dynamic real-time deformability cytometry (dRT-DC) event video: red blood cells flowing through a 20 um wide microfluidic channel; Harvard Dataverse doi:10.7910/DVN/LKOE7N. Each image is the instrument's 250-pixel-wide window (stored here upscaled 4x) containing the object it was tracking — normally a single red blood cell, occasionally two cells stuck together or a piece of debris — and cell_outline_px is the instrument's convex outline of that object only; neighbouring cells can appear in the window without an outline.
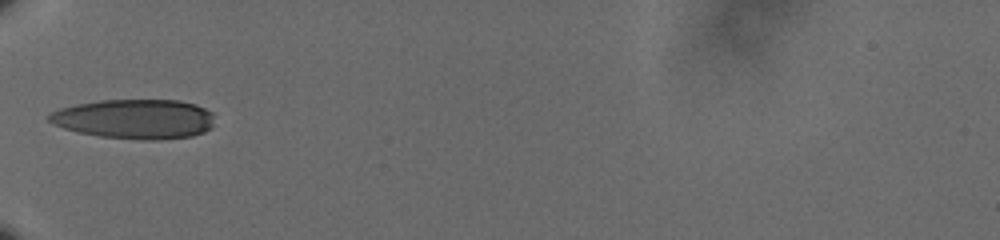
{"species": "human", "species_latin": "Homo sapiens", "temperature_condition": "cold", "stored_images_in_passage": 36, "camera_frame_rate_fps": 3000, "um_per_image_px": 0.085, "donor": {"sex": "male"}, "frame": {"image": 1, "passage_image": 1, "time_ms": 0.0, "image_size_px": [1000, 240], "cell_outline_px": [[212, 128], [204, 132], [192, 136], [160, 140], [140, 140], [100, 136], [80, 132], [64, 128], [52, 124], [48, 120], [48, 116], [52, 112], [60, 108], [76, 104], [100, 100], [180, 100], [196, 104], [212, 112]], "centroid_in_image_um": [11.47, 10.11], "position_along_channel_um": 73.5, "area_um2": 38.32}}
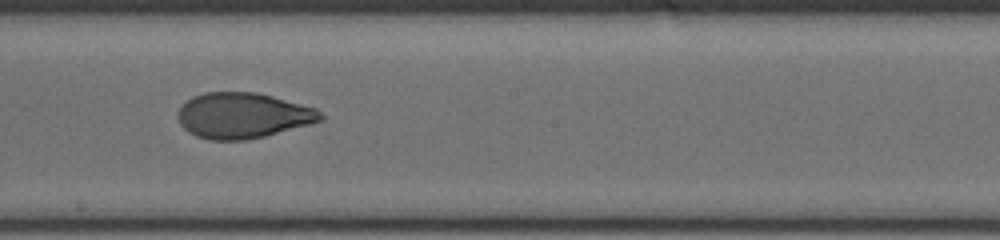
{"frame": {"image": 2, "passage_image": 14, "time_ms": 4.333, "image_size_px": [1000, 240], "cell_outline_px": [[324, 120], [264, 136], [244, 140], [208, 140], [196, 136], [188, 132], [180, 124], [180, 108], [192, 96], [204, 92], [256, 92], [272, 96], [316, 108], [324, 116]], "centroid_in_image_um": [20.65, 9.82], "position_along_channel_um": 227.5, "area_um2": 37.63}}
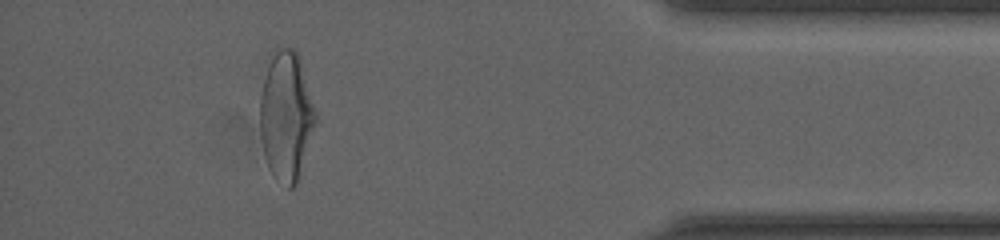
{"frame": {"image": 3, "passage_image": 32, "time_ms": 10.333, "image_size_px": [1000, 240], "cell_outline_px": [[316, 124], [296, 184], [292, 188], [288, 188], [276, 180], [268, 168], [264, 156], [260, 136], [260, 96], [268, 52], [272, 48], [292, 48], [300, 56], [316, 112]], "centroid_in_image_um": [24.29, 9.8], "position_along_channel_um": 410.9, "area_um2": 42.6}, "authors_computed_cell_mechanics": {"area_um2": 38.3792, "velocity_mm_per_s": 3.6286, "shape_relaxation_time_tau1_ms": 5.6505, "shape_relaxation_time_tau2_ms": 1.1811, "deformation_change_tau1": 0.1886, "deformation_change_tau2": 0.0661}}